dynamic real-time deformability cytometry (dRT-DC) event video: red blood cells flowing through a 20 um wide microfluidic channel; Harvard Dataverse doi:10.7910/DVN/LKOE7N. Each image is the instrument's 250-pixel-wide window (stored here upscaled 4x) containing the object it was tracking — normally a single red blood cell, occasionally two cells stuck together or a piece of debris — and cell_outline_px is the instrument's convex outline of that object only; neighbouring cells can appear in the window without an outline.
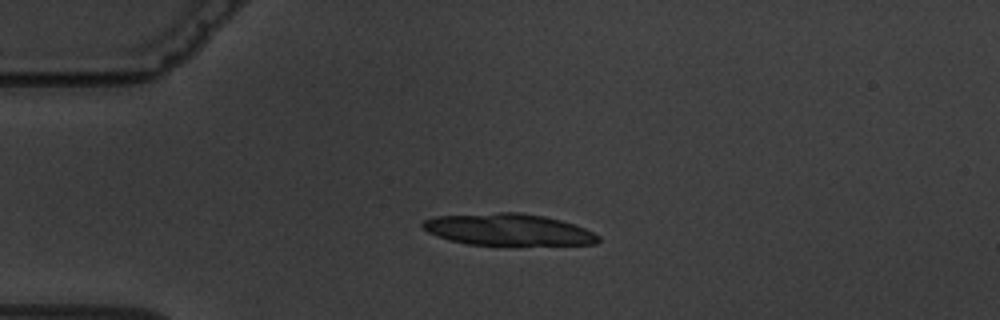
{"species": "common noctule bat (a hibernating species)", "species_latin": "Nyctalus noctula", "temperature_condition": "warm", "stored_images_in_passage": 4, "camera_frame_rate_fps": 3000, "um_per_image_px": 0.085, "animal": {"sex": "male", "body_mass_g": 19.5, "forearm_length_mm": 54.6}, "frame": {"image": 1, "passage_image": 2, "time_ms": 1.0, "image_size_px": [1000, 320], "cell_outline_px": [[600, 240], [596, 244], [468, 244], [448, 240], [428, 232], [420, 224], [424, 220], [436, 216], [496, 212], [520, 212], [544, 216], [560, 220], [584, 228], [600, 236]], "centroid_in_image_um": [43.16, 19.5], "position_along_channel_um": 41.8, "area_um2": 32.08}}